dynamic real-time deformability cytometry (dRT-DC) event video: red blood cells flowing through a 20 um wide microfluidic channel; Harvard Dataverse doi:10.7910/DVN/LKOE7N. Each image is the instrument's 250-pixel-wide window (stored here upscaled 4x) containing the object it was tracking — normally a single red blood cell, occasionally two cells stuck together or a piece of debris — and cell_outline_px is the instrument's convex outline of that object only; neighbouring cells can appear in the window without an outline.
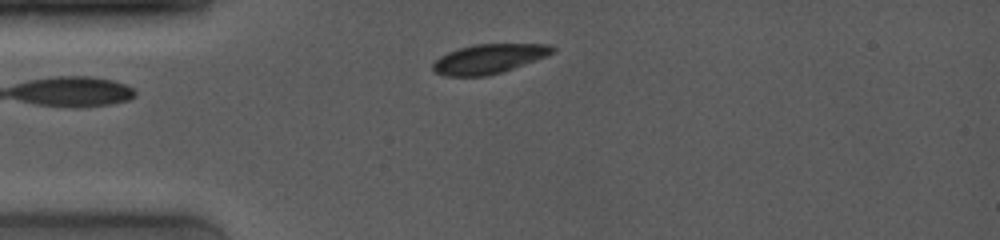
{"species": "common noctule bat (a hibernating species)", "species_latin": "Nyctalus noctula", "temperature_condition": "room temperature", "stored_images_in_passage": 49, "camera_frame_rate_fps": 4000, "um_per_image_px": 0.085, "animal": {"sex": "female", "body_mass_g": 19.0, "forearm_length_mm": 53.3}, "frame": {"image": 1, "passage_image": 5, "time_ms": 1.0, "image_size_px": [1000, 240], "cell_outline_px": [[556, 48], [552, 52], [544, 56], [512, 68], [500, 72], [484, 76], [444, 76], [436, 72], [432, 68], [432, 64], [440, 56], [448, 52], [472, 44], [552, 44]], "centroid_in_image_um": [41.5, 4.99], "position_along_channel_um": 43.5, "area_um2": 20.11}}
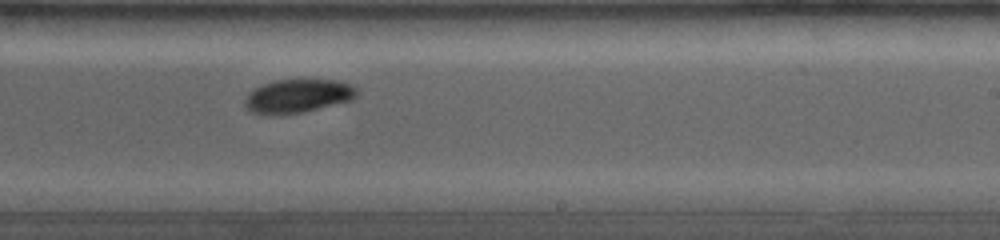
{"frame": {"image": 2, "passage_image": 29, "time_ms": 7.0, "image_size_px": [1000, 240], "cell_outline_px": [[360, 92], [352, 100], [304, 112], [280, 116], [272, 116], [252, 112], [244, 104], [244, 100], [248, 92], [264, 84], [276, 80], [336, 80], [352, 84]], "centroid_in_image_um": [25.33, 8.18], "position_along_channel_um": 263.7, "area_um2": 22.2}}
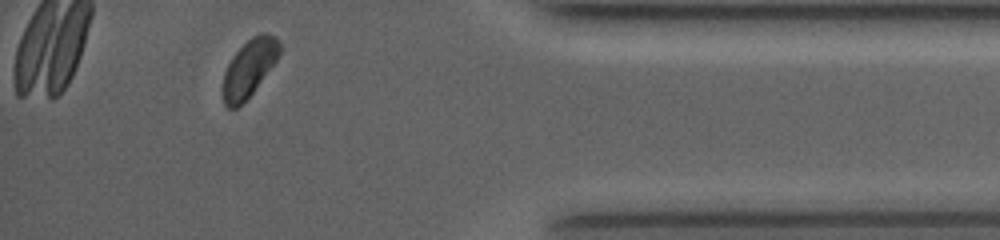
{"frame": {"image": 3, "passage_image": 46, "time_ms": 11.25, "image_size_px": [1000, 240], "cell_outline_px": [[284, 48], [276, 60], [252, 92], [236, 108], [228, 108], [224, 104], [220, 88], [224, 72], [232, 56], [252, 36], [260, 32], [264, 32], [276, 36]], "centroid_in_image_um": [21.16, 5.76], "position_along_channel_um": 414.0, "area_um2": 19.02}, "authors_computed_cell_mechanics": {"area_um2": 21.386, "velocity_mm_per_s": 4.0204, "shape_relaxation_time_tau1_ms": 1.3208, "shape_relaxation_time_tau2_ms": null, "deformation_change_tau1": 0.0765, "deformation_change_tau2": null}}